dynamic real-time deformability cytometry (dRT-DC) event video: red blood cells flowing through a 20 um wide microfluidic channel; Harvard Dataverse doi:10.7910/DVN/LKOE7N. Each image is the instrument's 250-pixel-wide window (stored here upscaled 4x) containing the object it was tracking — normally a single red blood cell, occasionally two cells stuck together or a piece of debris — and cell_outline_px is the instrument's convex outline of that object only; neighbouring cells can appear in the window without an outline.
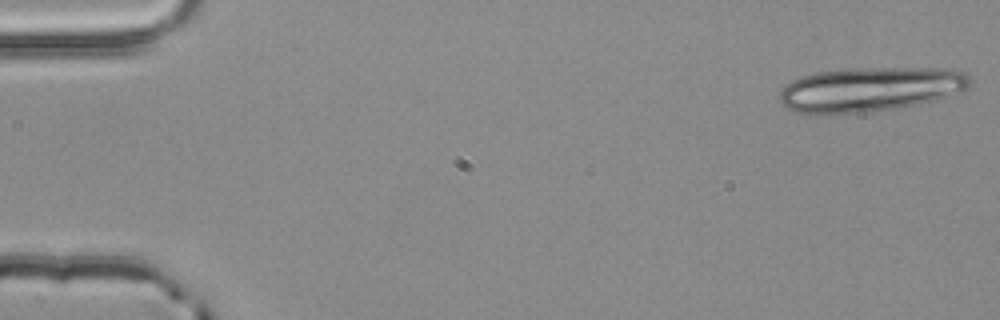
{"species": "common noctule bat (a hibernating species)", "species_latin": "Nyctalus noctula", "temperature_condition": "room temperature", "stored_images_in_passage": 18, "camera_frame_rate_fps": 3000, "um_per_image_px": 0.085, "animal": {"sex": "male", "body_mass_g": 20.4}, "frame": {"image": 1, "passage_image": 1, "time_ms": 0.0, "image_size_px": [1000, 320], "cell_outline_px": [[972, 80], [968, 88], [960, 92], [936, 100], [896, 108], [868, 112], [816, 116], [796, 112], [788, 108], [780, 100], [780, 92], [792, 80], [816, 72], [844, 68], [944, 68], [964, 72]], "centroid_in_image_um": [73.96, 7.6], "position_along_channel_um": 11.0, "area_um2": 49.82}}